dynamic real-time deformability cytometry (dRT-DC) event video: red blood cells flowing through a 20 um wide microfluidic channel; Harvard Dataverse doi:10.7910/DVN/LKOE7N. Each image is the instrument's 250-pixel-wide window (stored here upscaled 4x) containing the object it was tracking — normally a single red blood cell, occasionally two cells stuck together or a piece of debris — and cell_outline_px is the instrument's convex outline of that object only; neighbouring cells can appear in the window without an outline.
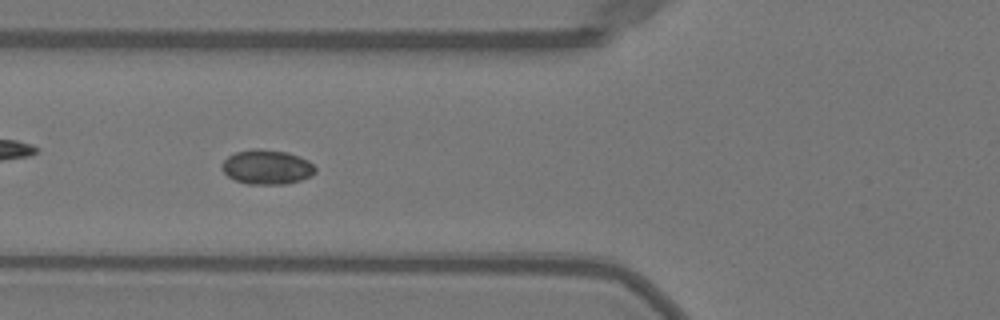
{"species": "Egyptian fruit bat (a non-hibernating species)", "species_latin": "Rousettus aegyptiacus", "temperature_condition": "warm", "stored_images_in_passage": 37, "camera_frame_rate_fps": 3000, "um_per_image_px": 0.085, "animal": {"sex": "female"}, "frame": {"image": 1, "passage_image": 6, "time_ms": 1.667, "image_size_px": [1000, 320], "cell_outline_px": [[316, 172], [300, 180], [284, 184], [248, 184], [236, 180], [228, 176], [220, 168], [220, 164], [228, 156], [236, 152], [252, 148], [260, 148], [288, 152], [300, 156], [308, 160], [316, 168]], "centroid_in_image_um": [22.66, 14.18], "position_along_channel_um": 103.1, "area_um2": 18.9}}
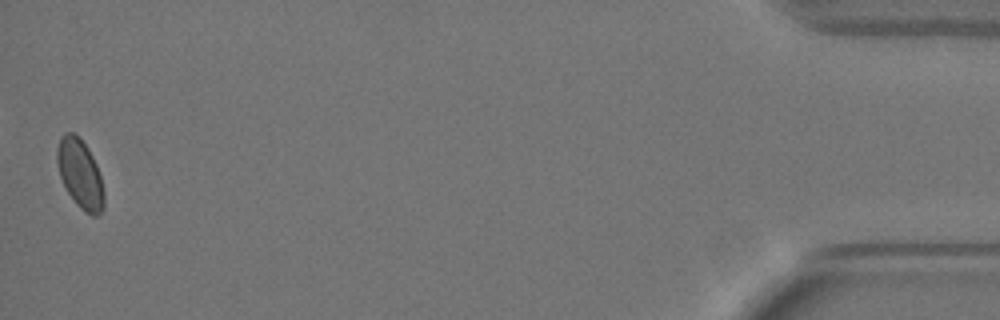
{"frame": {"image": 2, "passage_image": 37, "time_ms": 12.0, "image_size_px": [1000, 320], "cell_outline_px": [[104, 208], [100, 216], [92, 216], [84, 212], [76, 204], [68, 192], [60, 176], [56, 160], [56, 148], [60, 136], [64, 132], [72, 132], [80, 136], [88, 148], [96, 164], [100, 176], [104, 192]], "centroid_in_image_um": [6.81, 14.77], "position_along_channel_um": 428.4, "area_um2": 19.13}, "authors_computed_cell_mechanics": {"area_um2": 18.3804, "velocity_mm_per_s": 4.0034, "shape_relaxation_time_tau1_ms": 2.7336, "shape_relaxation_time_tau2_ms": 1.7901, "deformation_change_tau1": 0.0476, "deformation_change_tau2": 0.0299}}